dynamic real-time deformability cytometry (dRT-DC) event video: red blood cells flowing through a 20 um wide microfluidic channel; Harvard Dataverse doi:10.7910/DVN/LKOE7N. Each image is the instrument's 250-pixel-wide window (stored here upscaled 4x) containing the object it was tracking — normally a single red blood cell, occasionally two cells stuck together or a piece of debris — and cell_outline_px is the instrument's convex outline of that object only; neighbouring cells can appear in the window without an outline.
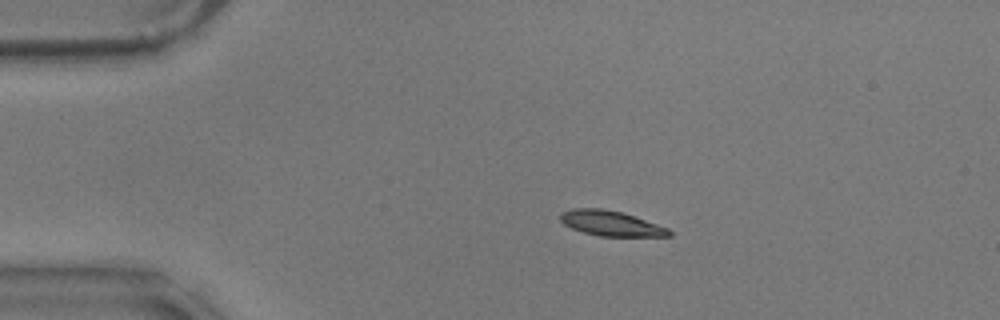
{"species": "common noctule bat (a hibernating species)", "species_latin": "Nyctalus noctula", "temperature_condition": "warm", "stored_images_in_passage": 15, "segment_of_instrument_passage": [2, 2], "camera_frame_rate_fps": 3000, "um_per_image_px": 0.085, "animal": {"sex": "male", "body_mass_g": 17.9}, "frame": {"image": 1, "passage_image": 15, "time_ms": 4.667, "image_size_px": [1000, 320], "cell_outline_px": [[672, 236], [600, 236], [584, 232], [572, 228], [564, 224], [560, 220], [560, 212], [572, 208], [600, 208], [620, 212], [668, 228], [672, 232]], "centroid_in_image_um": [51.89, 18.98], "position_along_channel_um": 33.1, "area_um2": 15.66}}